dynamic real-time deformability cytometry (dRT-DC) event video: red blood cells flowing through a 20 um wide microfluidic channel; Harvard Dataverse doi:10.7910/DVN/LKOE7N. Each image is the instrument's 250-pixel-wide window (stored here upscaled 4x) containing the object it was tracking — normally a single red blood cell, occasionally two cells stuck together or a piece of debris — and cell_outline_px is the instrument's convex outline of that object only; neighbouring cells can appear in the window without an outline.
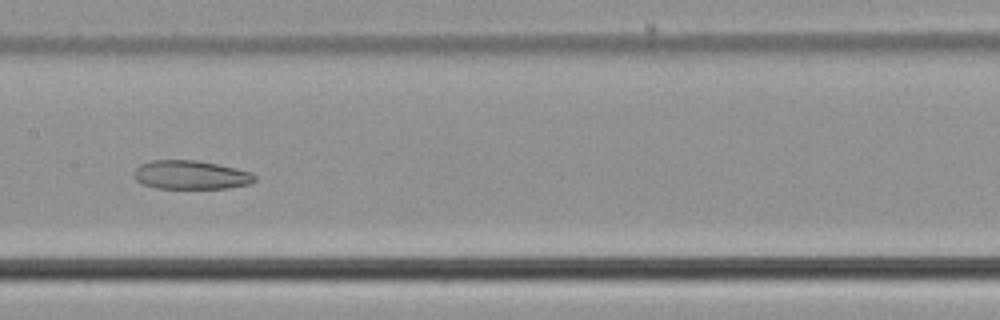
{"species": "common noctule bat (a hibernating species)", "species_latin": "Nyctalus noctula", "temperature_condition": "cold", "stored_images_in_passage": 45, "camera_frame_rate_fps": 3000, "um_per_image_px": 0.085, "animal": {"sex": "male", "body_mass_g": 21.5, "forearm_length_mm": 52.0}, "frame": {"image": 1, "passage_image": 22, "time_ms": 7.0, "image_size_px": [1000, 320], "cell_outline_px": [[256, 180], [252, 184], [228, 188], [156, 188], [140, 184], [136, 180], [136, 168], [140, 164], [152, 160], [196, 160], [236, 168], [252, 172], [256, 176]], "centroid_in_image_um": [16.26, 14.87], "position_along_channel_um": 191.1, "area_um2": 20.29}}
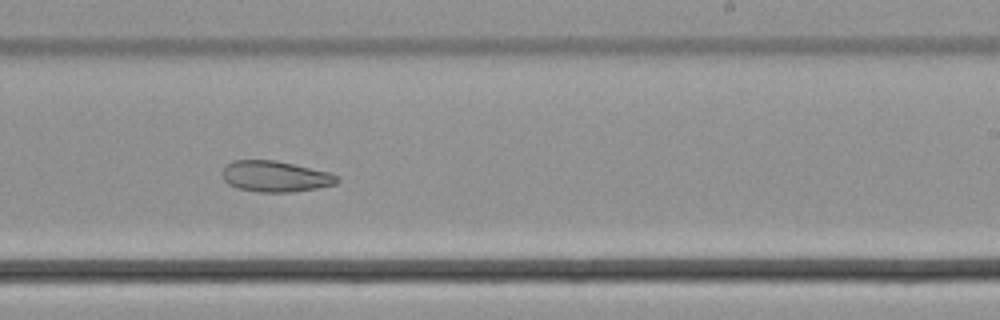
{"frame": {"image": 2, "passage_image": 28, "time_ms": 9.0, "image_size_px": [1000, 320], "cell_outline_px": [[340, 180], [336, 184], [316, 188], [292, 192], [260, 192], [236, 188], [228, 184], [224, 180], [224, 168], [232, 160], [276, 160], [328, 172], [340, 176]], "centroid_in_image_um": [23.42, 15.0], "position_along_channel_um": 265.6, "area_um2": 20.63}}
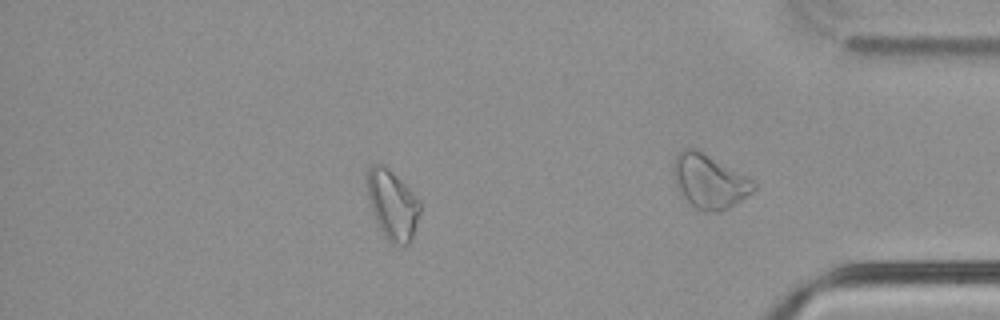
{"frame": {"image": 3, "passage_image": 37, "time_ms": 12.0, "image_size_px": [1000, 320], "cell_outline_px": [[420, 212], [412, 236], [408, 244], [392, 244], [384, 236], [376, 220], [364, 184], [364, 176], [368, 168], [372, 164], [380, 164], [388, 168], [420, 200]], "centroid_in_image_um": [33.31, 17.36], "position_along_channel_um": 401.9, "area_um2": 21.27}, "authors_computed_cell_mechanics": {"area_um2": 22.5998, "velocity_mm_per_s": 3.7352, "shape_relaxation_time_tau1_ms": null, "shape_relaxation_time_tau2_ms": 5.3183, "deformation_change_tau1": null, "deformation_change_tau2": 0.1099}}